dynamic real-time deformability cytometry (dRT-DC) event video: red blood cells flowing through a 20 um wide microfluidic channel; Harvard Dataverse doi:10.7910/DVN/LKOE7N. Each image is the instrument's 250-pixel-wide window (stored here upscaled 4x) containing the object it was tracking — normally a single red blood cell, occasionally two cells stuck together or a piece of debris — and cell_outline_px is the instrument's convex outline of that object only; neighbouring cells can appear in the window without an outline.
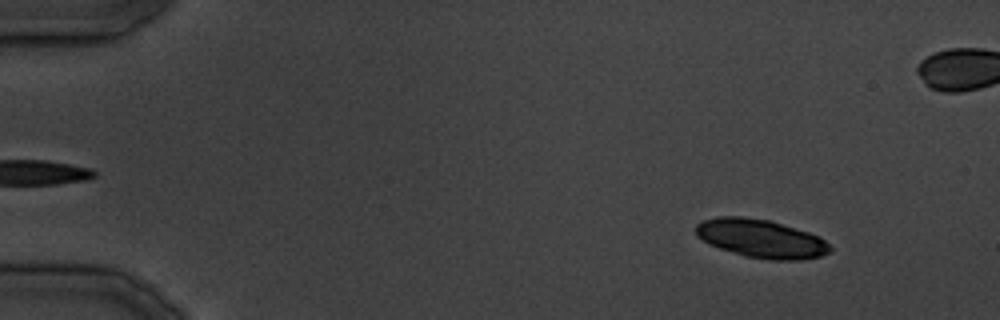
{"species": "common noctule bat (a hibernating species)", "species_latin": "Nyctalus noctula", "temperature_condition": "cold", "stored_images_in_passage": 11, "camera_frame_rate_fps": 3000, "um_per_image_px": 0.085, "animal": {"sex": "male", "body_mass_g": 19.5, "forearm_length_mm": 54.6}, "frame": {"image": 1, "passage_image": 4, "time_ms": 3.667, "image_size_px": [1000, 320], "cell_outline_px": [[832, 252], [820, 256], [800, 260], [772, 260], [744, 256], [720, 248], [696, 236], [696, 224], [704, 220], [716, 216], [744, 216], [768, 220], [808, 232], [820, 236], [832, 248]], "centroid_in_image_um": [64.7, 20.28], "position_along_channel_um": 20.3, "area_um2": 29.94}}